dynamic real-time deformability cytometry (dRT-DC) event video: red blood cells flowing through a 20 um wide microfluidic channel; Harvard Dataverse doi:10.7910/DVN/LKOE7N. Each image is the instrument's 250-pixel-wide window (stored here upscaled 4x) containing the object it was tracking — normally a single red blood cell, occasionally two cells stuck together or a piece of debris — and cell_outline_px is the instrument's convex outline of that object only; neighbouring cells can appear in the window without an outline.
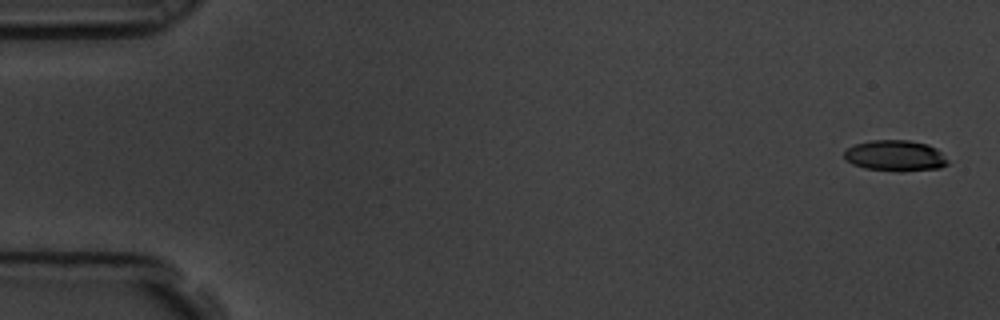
{"species": "common noctule bat (a hibernating species)", "species_latin": "Nyctalus noctula", "temperature_condition": "room temperature", "stored_images_in_passage": 7, "camera_frame_rate_fps": 3000, "um_per_image_px": 0.085, "animal": {"sex": "male", "body_mass_g": 19.5, "forearm_length_mm": 54.6}, "frame": {"image": 1, "passage_image": 1, "time_ms": 0.0, "image_size_px": [1000, 320], "cell_outline_px": [[948, 164], [940, 168], [900, 172], [896, 172], [864, 168], [852, 164], [844, 160], [844, 152], [848, 148], [856, 144], [872, 140], [908, 140], [928, 144], [936, 148], [948, 160]], "centroid_in_image_um": [76.09, 13.25], "position_along_channel_um": 8.9, "area_um2": 18.84}}
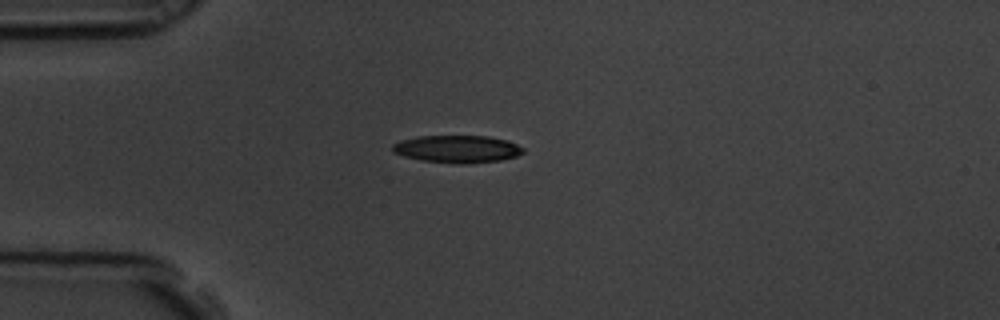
{"frame": {"image": 2, "passage_image": 5, "time_ms": 1.333, "image_size_px": [1000, 320], "cell_outline_px": [[524, 152], [516, 156], [500, 160], [464, 164], [456, 164], [424, 160], [404, 156], [392, 152], [392, 144], [400, 140], [416, 136], [488, 136], [508, 140], [524, 148]], "centroid_in_image_um": [38.86, 12.66], "position_along_channel_um": 46.1, "area_um2": 20.92}}
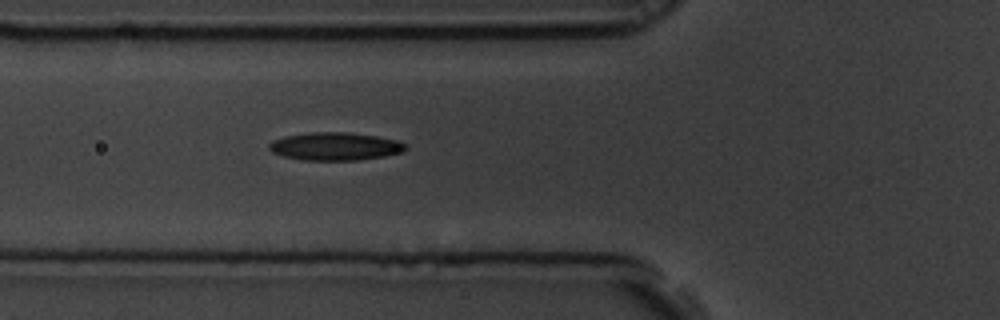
{"frame": {"image": 3, "passage_image": 7, "time_ms": 2.0, "image_size_px": [1000, 320], "cell_outline_px": [[408, 148], [404, 152], [384, 156], [356, 160], [304, 160], [284, 156], [272, 152], [268, 148], [268, 144], [272, 140], [284, 136], [312, 132], [348, 132], [376, 136], [400, 140]], "centroid_in_image_um": [28.5, 12.43], "position_along_channel_um": 97.3, "area_um2": 22.31}}